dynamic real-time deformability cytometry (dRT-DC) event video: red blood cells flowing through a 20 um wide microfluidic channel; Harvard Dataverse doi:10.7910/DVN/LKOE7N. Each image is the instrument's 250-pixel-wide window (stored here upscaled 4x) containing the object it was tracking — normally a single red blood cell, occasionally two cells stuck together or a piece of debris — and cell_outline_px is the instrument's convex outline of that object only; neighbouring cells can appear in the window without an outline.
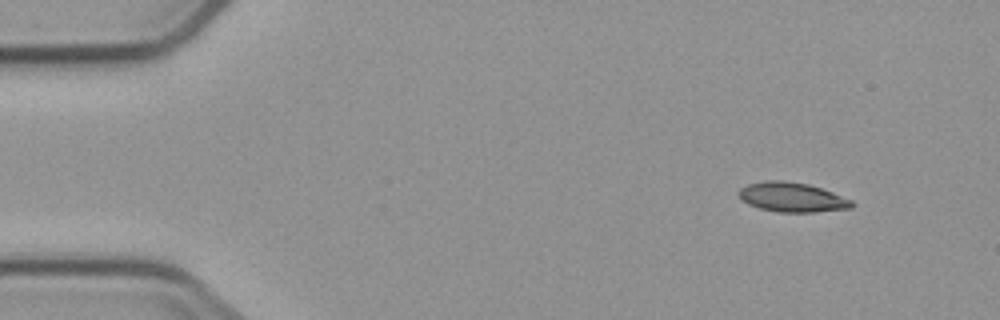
{"species": "common noctule bat (a hibernating species)", "species_latin": "Nyctalus noctula", "temperature_condition": "cold", "stored_images_in_passage": 4, "segment_of_instrument_passage": [1, 2], "camera_frame_rate_fps": 3000, "um_per_image_px": 0.085, "animal": {"sex": "male", "body_mass_g": 23.1, "forearm_length_mm": 52.7}, "frame": {"image": 1, "passage_image": 1, "time_ms": 0.0, "image_size_px": [1000, 320], "cell_outline_px": [[856, 204], [852, 208], [812, 212], [780, 212], [760, 208], [748, 204], [740, 200], [736, 192], [740, 188], [748, 184], [764, 180], [784, 180], [808, 184], [832, 192], [852, 200]], "centroid_in_image_um": [67.29, 16.76], "position_along_channel_um": 17.7, "area_um2": 19.59}}